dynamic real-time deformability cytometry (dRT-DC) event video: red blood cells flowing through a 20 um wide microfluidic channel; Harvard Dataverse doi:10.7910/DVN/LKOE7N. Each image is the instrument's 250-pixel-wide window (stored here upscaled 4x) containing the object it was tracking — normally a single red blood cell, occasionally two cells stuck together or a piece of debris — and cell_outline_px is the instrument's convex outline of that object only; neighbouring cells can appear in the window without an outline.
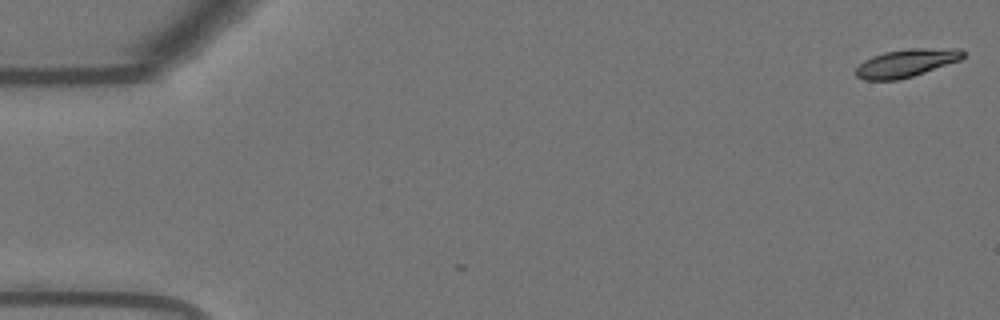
{"species": "Egyptian fruit bat (a non-hibernating species)", "species_latin": "Rousettus aegyptiacus", "temperature_condition": "warm", "stored_images_in_passage": 4, "camera_frame_rate_fps": 3000, "um_per_image_px": 0.085, "animal": {"sex": "female"}, "frame": {"image": 1, "passage_image": 1, "time_ms": 0.0, "image_size_px": [1000, 320], "cell_outline_px": [[964, 56], [960, 60], [912, 76], [896, 80], [864, 80], [856, 76], [856, 68], [864, 60], [872, 56], [884, 52], [908, 48], [960, 48], [964, 52]], "centroid_in_image_um": [77.03, 5.34], "position_along_channel_um": 8.0, "area_um2": 17.4}}